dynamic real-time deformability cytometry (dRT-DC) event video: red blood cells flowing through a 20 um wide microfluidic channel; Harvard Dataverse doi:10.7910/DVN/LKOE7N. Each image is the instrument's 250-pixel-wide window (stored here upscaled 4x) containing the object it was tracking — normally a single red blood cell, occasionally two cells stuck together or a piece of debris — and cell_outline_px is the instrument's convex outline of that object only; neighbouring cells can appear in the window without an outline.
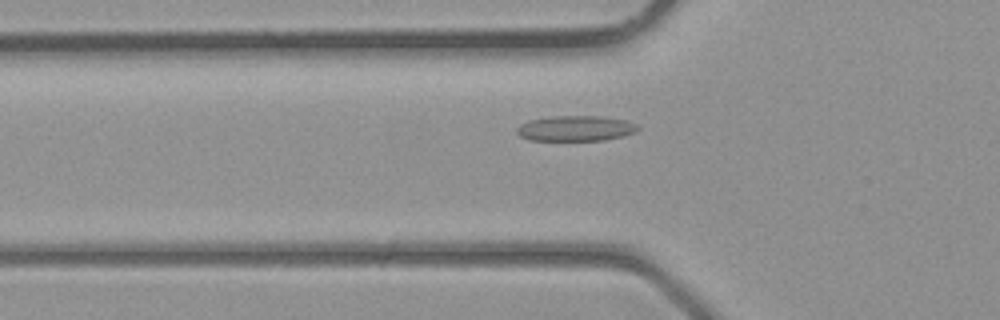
{"species": "common noctule bat (a hibernating species)", "species_latin": "Nyctalus noctula", "temperature_condition": "room temperature", "stored_images_in_passage": 36, "camera_frame_rate_fps": 3000, "um_per_image_px": 0.085, "animal": {"sex": "male", "body_mass_g": 23.1, "forearm_length_mm": 52.7}, "frame": {"image": 1, "passage_image": 10, "time_ms": 3.0, "image_size_px": [1000, 320], "cell_outline_px": [[640, 128], [636, 132], [624, 136], [604, 140], [528, 140], [520, 136], [516, 132], [516, 128], [520, 124], [528, 120], [552, 116], [604, 116], [628, 120], [636, 124]], "centroid_in_image_um": [48.95, 10.9], "position_along_channel_um": 76.9, "area_um2": 18.15}}
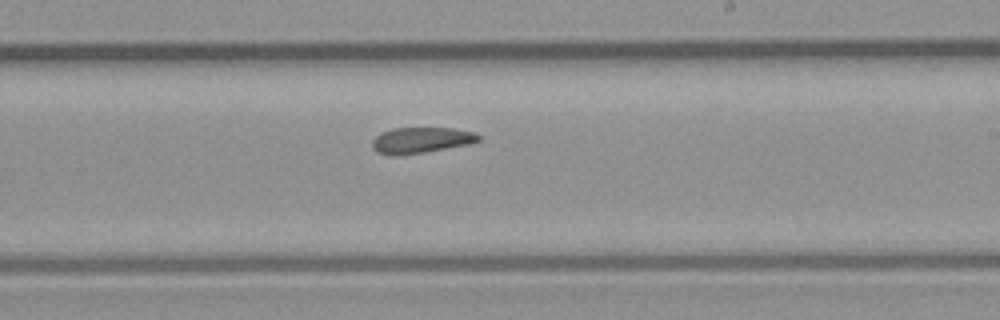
{"frame": {"image": 2, "passage_image": 20, "time_ms": 6.333, "image_size_px": [1000, 320], "cell_outline_px": [[480, 140], [472, 144], [400, 156], [396, 156], [376, 152], [372, 148], [372, 140], [380, 132], [392, 128], [452, 128], [476, 132], [480, 136]], "centroid_in_image_um": [35.79, 11.92], "position_along_channel_um": 253.2, "area_um2": 16.3}}
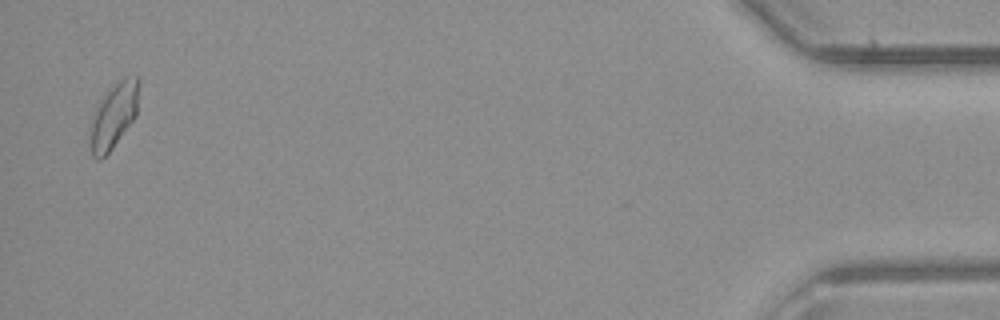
{"frame": {"image": 3, "passage_image": 35, "time_ms": 11.333, "image_size_px": [1000, 320], "cell_outline_px": [[140, 84], [136, 116], [112, 148], [100, 160], [96, 160], [92, 156], [92, 120], [96, 108], [104, 96], [124, 76], [136, 76], [140, 80]], "centroid_in_image_um": [9.73, 9.8], "position_along_channel_um": 425.5, "area_um2": 17.86}}